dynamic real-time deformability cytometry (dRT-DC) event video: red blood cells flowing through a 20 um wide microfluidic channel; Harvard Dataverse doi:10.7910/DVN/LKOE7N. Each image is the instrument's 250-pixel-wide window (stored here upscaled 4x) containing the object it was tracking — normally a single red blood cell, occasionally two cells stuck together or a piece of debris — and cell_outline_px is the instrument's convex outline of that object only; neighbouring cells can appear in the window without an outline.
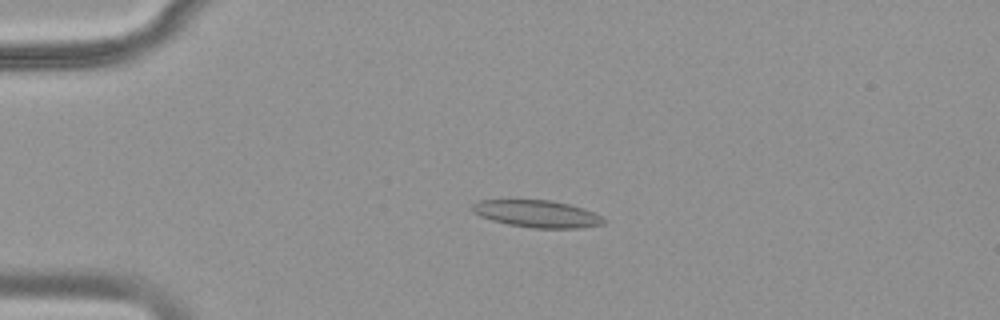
{"species": "common noctule bat (a hibernating species)", "species_latin": "Nyctalus noctula", "temperature_condition": "warm", "stored_images_in_passage": 52, "camera_frame_rate_fps": 3000, "um_per_image_px": 0.085, "animal": {"sex": "female", "body_mass_g": 18.4}, "frame": {"image": 1, "passage_image": 12, "time_ms": 3.667, "image_size_px": [1000, 320], "cell_outline_px": [[608, 220], [604, 224], [580, 228], [536, 228], [508, 224], [492, 220], [480, 216], [472, 212], [468, 208], [472, 204], [480, 200], [552, 200], [584, 208]], "centroid_in_image_um": [45.63, 18.17], "position_along_channel_um": 39.4, "area_um2": 20.87}}
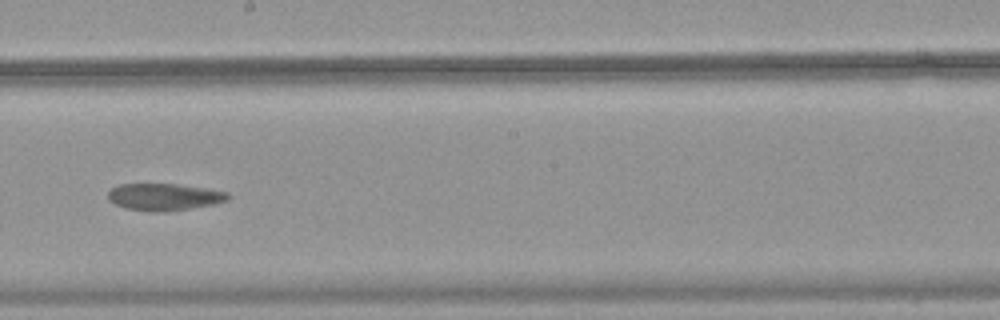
{"frame": {"image": 2, "passage_image": 30, "time_ms": 9.667, "image_size_px": [1000, 320], "cell_outline_px": [[232, 196], [228, 200], [212, 204], [164, 212], [152, 212], [124, 208], [108, 200], [108, 192], [112, 188], [120, 184], [176, 184], [204, 188], [228, 192]], "centroid_in_image_um": [13.94, 16.74], "position_along_channel_um": 234.3, "area_um2": 18.79}}
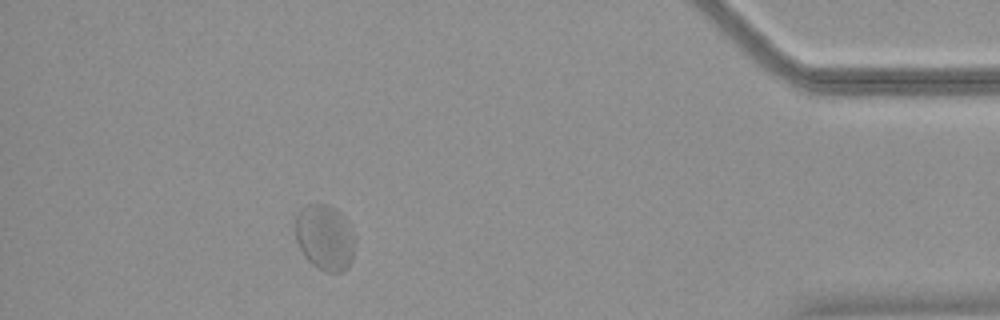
{"frame": {"image": 3, "passage_image": 47, "time_ms": 15.333, "image_size_px": [1000, 320], "cell_outline_px": [[356, 244], [352, 260], [348, 268], [344, 272], [328, 272], [312, 264], [304, 256], [296, 240], [296, 216], [300, 208], [308, 204], [328, 204], [336, 208], [348, 220], [352, 228], [356, 240]], "centroid_in_image_um": [27.66, 20.17], "position_along_channel_um": 407.5, "area_um2": 23.29}}